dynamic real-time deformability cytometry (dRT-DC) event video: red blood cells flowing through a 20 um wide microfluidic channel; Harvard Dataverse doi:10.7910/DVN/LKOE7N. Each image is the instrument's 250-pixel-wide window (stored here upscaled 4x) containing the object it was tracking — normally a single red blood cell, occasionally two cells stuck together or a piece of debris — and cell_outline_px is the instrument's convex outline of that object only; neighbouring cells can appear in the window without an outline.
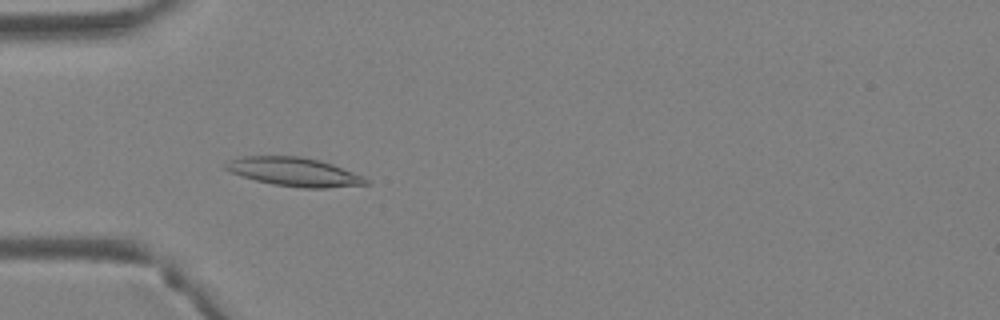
{"species": "Egyptian fruit bat (a non-hibernating species)", "species_latin": "Rousettus aegyptiacus", "temperature_condition": "warm", "stored_images_in_passage": 3, "camera_frame_rate_fps": 3000, "um_per_image_px": 0.085, "animal": {"sex": "female"}, "frame": {"image": 1, "passage_image": 2, "time_ms": 0.333, "image_size_px": [1000, 320], "cell_outline_px": [[372, 184], [328, 188], [304, 188], [272, 184], [240, 176], [228, 172], [220, 164], [228, 160], [244, 156], [300, 156], [320, 160], [332, 164], [364, 176]], "centroid_in_image_um": [24.97, 14.61], "position_along_channel_um": 60.0, "area_um2": 23.81}}